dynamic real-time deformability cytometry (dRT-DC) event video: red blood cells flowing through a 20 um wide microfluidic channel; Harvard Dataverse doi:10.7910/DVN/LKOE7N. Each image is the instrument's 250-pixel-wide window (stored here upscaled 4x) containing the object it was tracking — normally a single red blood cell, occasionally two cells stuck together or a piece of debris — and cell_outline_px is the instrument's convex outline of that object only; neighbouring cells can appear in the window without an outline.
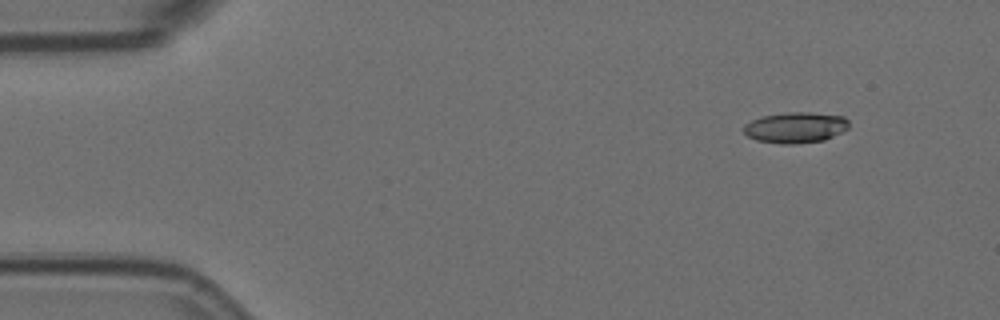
{"species": "Egyptian fruit bat (a non-hibernating species)", "species_latin": "Rousettus aegyptiacus", "temperature_condition": "room temperature", "stored_images_in_passage": 5, "camera_frame_rate_fps": 3000, "um_per_image_px": 0.085, "animal": {"sex": "female"}, "frame": {"image": 1, "passage_image": 2, "time_ms": 0.333, "image_size_px": [1000, 320], "cell_outline_px": [[848, 128], [824, 140], [792, 144], [784, 144], [756, 140], [748, 136], [744, 132], [744, 124], [760, 116], [784, 112], [812, 112], [844, 116], [848, 120]], "centroid_in_image_um": [67.6, 10.82], "position_along_channel_um": 17.4, "area_um2": 18.9}}
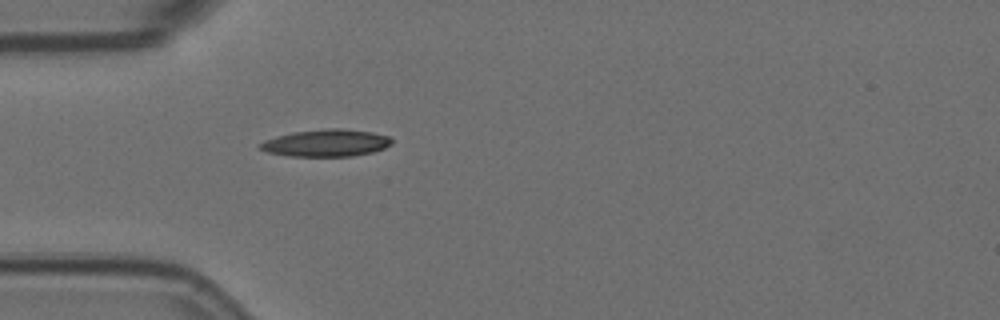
{"frame": {"image": 2, "passage_image": 5, "time_ms": 1.333, "image_size_px": [1000, 320], "cell_outline_px": [[392, 144], [384, 148], [372, 152], [352, 156], [288, 156], [268, 152], [260, 148], [260, 144], [264, 140], [276, 136], [292, 132], [328, 128], [340, 128], [372, 132], [388, 136], [392, 140]], "centroid_in_image_um": [27.73, 12.15], "position_along_channel_um": 57.3, "area_um2": 20.75}}